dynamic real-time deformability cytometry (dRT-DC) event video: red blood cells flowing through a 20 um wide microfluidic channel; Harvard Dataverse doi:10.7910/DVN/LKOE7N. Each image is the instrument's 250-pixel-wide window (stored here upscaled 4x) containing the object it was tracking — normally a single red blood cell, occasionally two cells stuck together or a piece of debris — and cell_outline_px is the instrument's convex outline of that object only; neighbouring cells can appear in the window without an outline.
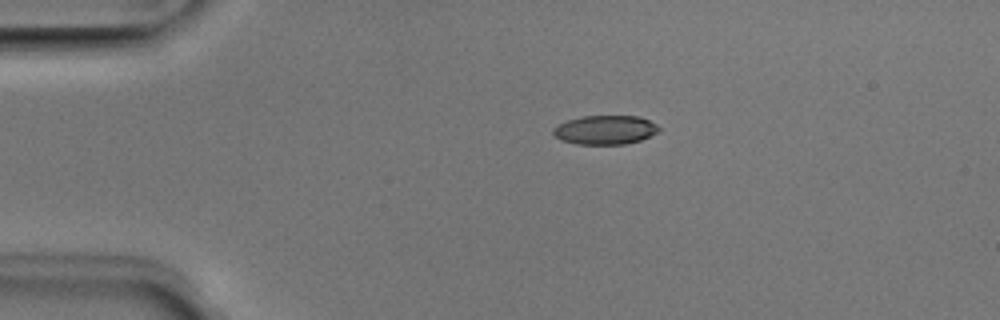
{"species": "Egyptian fruit bat (a non-hibernating species)", "species_latin": "Rousettus aegyptiacus", "temperature_condition": "room temperature", "stored_images_in_passage": 41, "camera_frame_rate_fps": 3000, "um_per_image_px": 0.085, "animal": {"sex": "male"}, "frame": {"image": 1, "passage_image": 1, "time_ms": 0.0, "image_size_px": [1000, 320], "cell_outline_px": [[660, 128], [656, 132], [640, 140], [624, 144], [576, 144], [560, 140], [552, 132], [552, 128], [556, 124], [580, 116], [640, 116], [656, 124]], "centroid_in_image_um": [51.38, 11.03], "position_along_channel_um": 33.6, "area_um2": 17.86}}
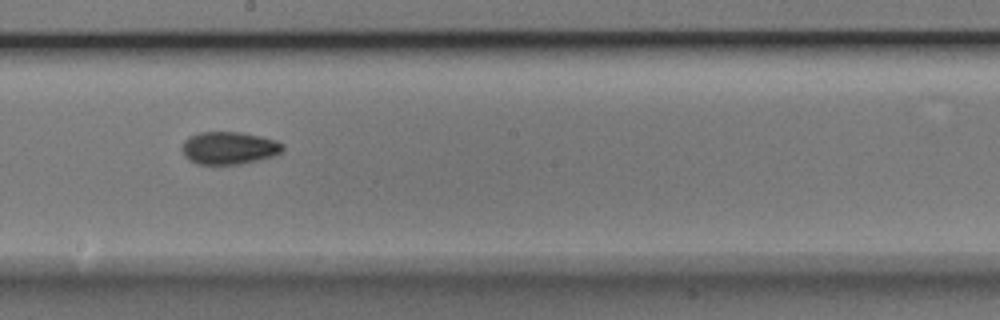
{"frame": {"image": 2, "passage_image": 19, "time_ms": 6.0, "image_size_px": [1000, 320], "cell_outline_px": [[284, 148], [280, 152], [272, 156], [256, 160], [236, 164], [196, 164], [188, 160], [184, 156], [180, 148], [184, 140], [188, 136], [200, 132], [240, 132], [260, 136], [276, 140], [284, 144]], "centroid_in_image_um": [19.41, 12.57], "position_along_channel_um": 228.8, "area_um2": 19.19}}
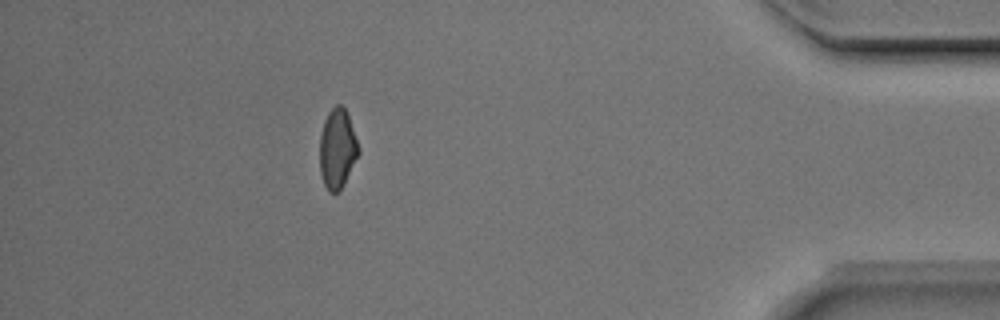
{"frame": {"image": 3, "passage_image": 36, "time_ms": 11.667, "image_size_px": [1000, 320], "cell_outline_px": [[360, 152], [340, 192], [328, 192], [324, 184], [320, 172], [320, 136], [324, 120], [328, 112], [336, 104], [340, 104], [344, 108], [348, 116], [360, 148]], "centroid_in_image_um": [28.67, 12.66], "position_along_channel_um": 406.5, "area_um2": 18.03}, "authors_computed_cell_mechanics": {"area_um2": 18.6694, "velocity_mm_per_s": 4.0039, "shape_relaxation_time_tau1_ms": 5.9736, "shape_relaxation_time_tau2_ms": 2.2406, "deformation_change_tau1": 0.1571, "deformation_change_tau2": 0.0646}}